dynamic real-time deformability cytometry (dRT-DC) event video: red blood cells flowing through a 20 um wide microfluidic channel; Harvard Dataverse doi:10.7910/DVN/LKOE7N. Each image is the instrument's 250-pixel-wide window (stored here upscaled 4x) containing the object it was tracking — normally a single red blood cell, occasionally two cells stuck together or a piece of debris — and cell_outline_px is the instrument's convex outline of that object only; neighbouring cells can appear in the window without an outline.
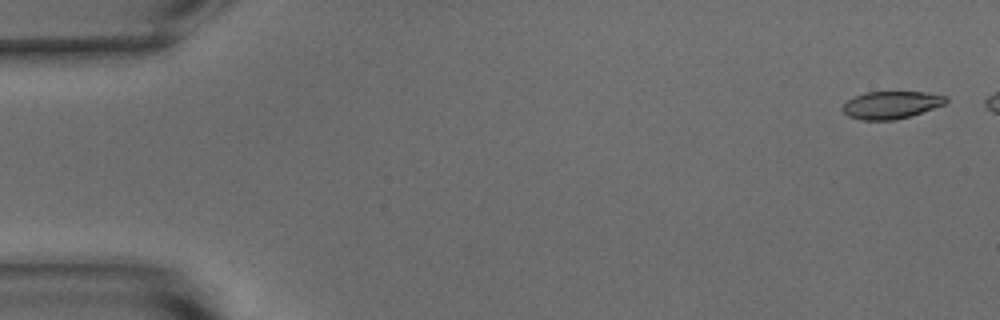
{"species": "common noctule bat (a hibernating species)", "species_latin": "Nyctalus noctula", "temperature_condition": "warm", "stored_images_in_passage": 47, "camera_frame_rate_fps": 3000, "um_per_image_px": 0.085, "animal": {"sex": "male", "body_mass_g": 15.6}, "frame": {"image": 1, "passage_image": 2, "time_ms": 0.333, "image_size_px": [1000, 320], "cell_outline_px": [[948, 100], [944, 104], [908, 116], [892, 120], [860, 120], [848, 116], [844, 112], [844, 104], [848, 100], [864, 92], [924, 92], [948, 96]], "centroid_in_image_um": [75.74, 8.91], "position_along_channel_um": 9.3, "area_um2": 16.24}}
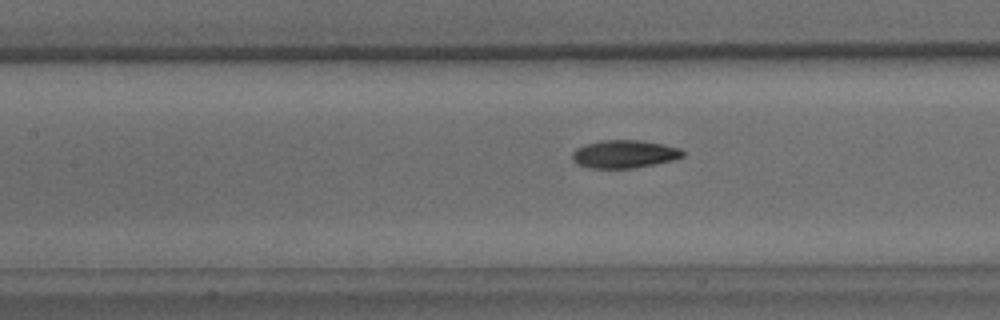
{"frame": {"image": 2, "passage_image": 24, "time_ms": 7.667, "image_size_px": [1000, 320], "cell_outline_px": [[684, 156], [676, 160], [656, 164], [632, 168], [592, 168], [576, 164], [572, 160], [572, 152], [576, 148], [584, 144], [600, 140], [640, 140], [664, 144], [680, 148], [684, 152]], "centroid_in_image_um": [53.07, 13.09], "position_along_channel_um": 154.3, "area_um2": 18.26}}
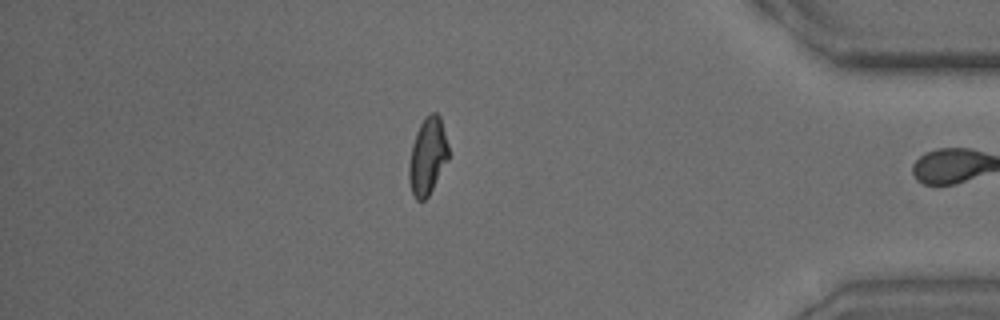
{"frame": {"image": 3, "passage_image": 46, "time_ms": 15.0, "image_size_px": [1000, 320], "cell_outline_px": [[448, 160], [428, 196], [424, 200], [416, 200], [412, 192], [408, 180], [408, 164], [412, 144], [416, 132], [420, 124], [432, 112], [436, 112], [440, 116], [448, 144]], "centroid_in_image_um": [36.33, 13.29], "position_along_channel_um": 398.9, "area_um2": 17.63}, "authors_computed_cell_mechanics": {"area_um2": 18.0336, "velocity_mm_per_s": 3.8131, "shape_relaxation_time_tau1_ms": 4.7484, "shape_relaxation_time_tau2_ms": 2.943, "deformation_change_tau1": 0.1776, "deformation_change_tau2": 0.0927}}